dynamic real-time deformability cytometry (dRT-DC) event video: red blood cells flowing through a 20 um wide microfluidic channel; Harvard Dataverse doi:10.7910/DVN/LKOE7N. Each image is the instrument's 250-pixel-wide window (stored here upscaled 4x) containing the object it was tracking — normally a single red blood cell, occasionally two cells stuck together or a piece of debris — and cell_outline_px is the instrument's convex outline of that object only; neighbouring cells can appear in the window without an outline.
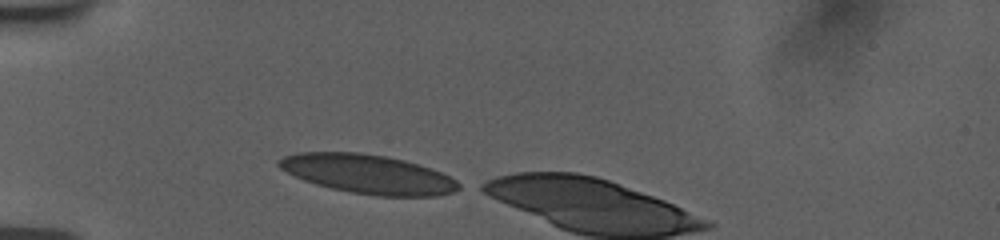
{"species": "human", "species_latin": "Homo sapiens", "temperature_condition": "room temperature", "stored_images_in_passage": 7, "camera_frame_rate_fps": 3000, "um_per_image_px": 0.085, "donor": {"sex": "female"}, "frame": {"image": 1, "passage_image": 1, "time_ms": 0.0, "image_size_px": [1000, 240], "cell_outline_px": [[464, 184], [460, 188], [452, 192], [436, 196], [376, 196], [352, 192], [332, 188], [316, 184], [304, 180], [280, 168], [276, 164], [276, 160], [284, 156], [296, 152], [360, 152], [384, 156], [404, 160], [432, 168]], "centroid_in_image_um": [31.29, 14.79], "position_along_channel_um": 53.7, "area_um2": 40.92}}
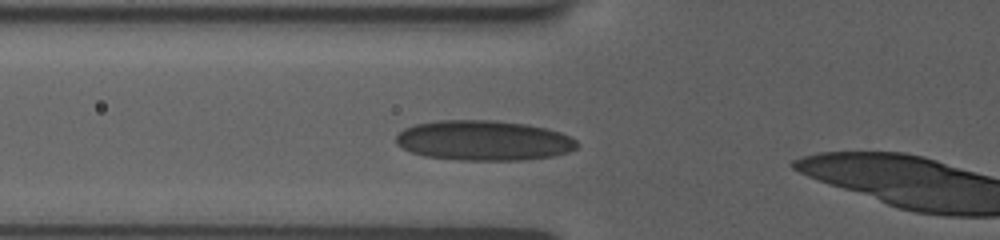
{"frame": {"image": 2, "passage_image": 5, "time_ms": 1.333, "image_size_px": [1000, 240], "cell_outline_px": [[580, 144], [576, 148], [568, 152], [552, 156], [524, 160], [460, 160], [424, 156], [412, 152], [396, 144], [396, 136], [404, 128], [416, 124], [440, 120], [496, 120], [528, 124], [560, 132], [576, 140]], "centroid_in_image_um": [41.12, 11.94], "position_along_channel_um": 84.7, "area_um2": 42.31}}